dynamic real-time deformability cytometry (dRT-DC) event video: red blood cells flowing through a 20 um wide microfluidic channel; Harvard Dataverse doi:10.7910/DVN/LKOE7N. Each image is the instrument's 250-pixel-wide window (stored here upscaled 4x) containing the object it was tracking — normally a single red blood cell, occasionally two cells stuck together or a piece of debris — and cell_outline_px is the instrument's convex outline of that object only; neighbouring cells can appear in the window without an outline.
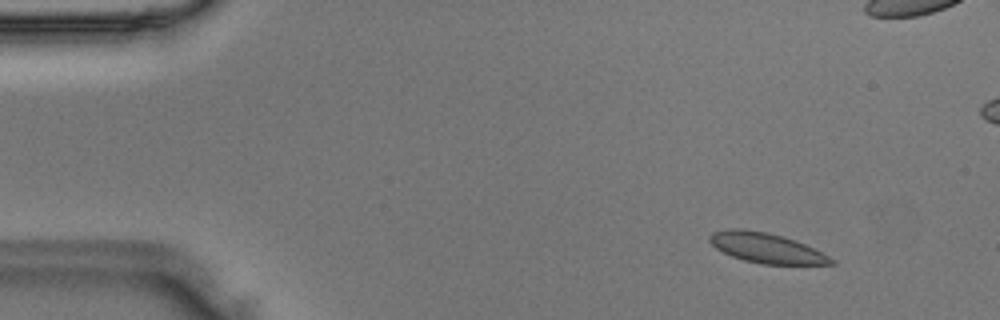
{"species": "Egyptian fruit bat (a non-hibernating species)", "species_latin": "Rousettus aegyptiacus", "temperature_condition": "room temperature", "stored_images_in_passage": 47, "camera_frame_rate_fps": 3000, "um_per_image_px": 0.085, "animal": {"sex": "male"}, "frame": {"image": 1, "passage_image": 3, "time_ms": 0.667, "image_size_px": [1000, 320], "cell_outline_px": [[836, 264], [760, 264], [744, 260], [732, 256], [716, 248], [708, 240], [708, 236], [712, 232], [728, 228], [740, 228], [768, 232], [784, 236], [804, 244], [836, 260]], "centroid_in_image_um": [65.1, 21.06], "position_along_channel_um": 19.9, "area_um2": 21.21}}
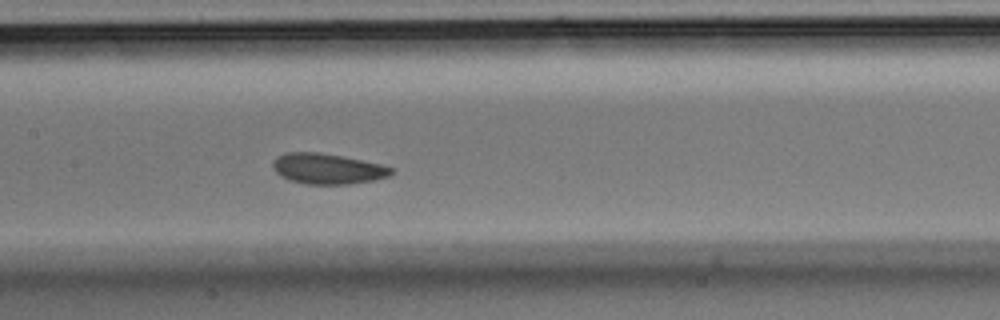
{"frame": {"image": 2, "passage_image": 21, "time_ms": 6.667, "image_size_px": [1000, 320], "cell_outline_px": [[396, 172], [388, 176], [372, 180], [348, 184], [304, 184], [280, 176], [272, 168], [272, 164], [276, 156], [284, 152], [320, 152], [344, 156], [380, 164], [392, 168]], "centroid_in_image_um": [27.81, 14.33], "position_along_channel_um": 179.6, "area_um2": 21.15}}
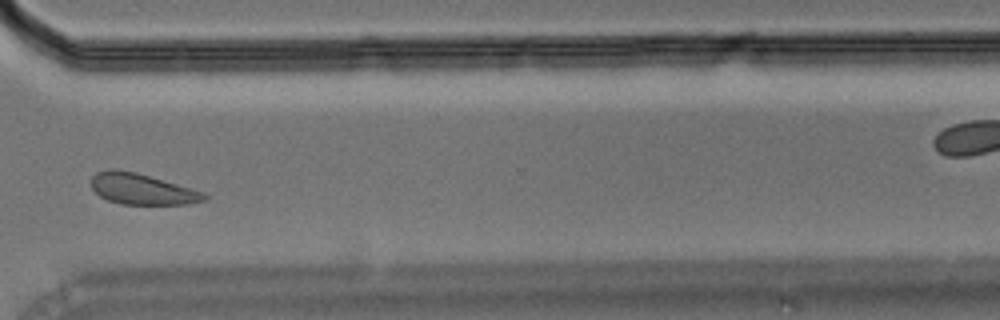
{"frame": {"image": 3, "passage_image": 34, "time_ms": 11.0, "image_size_px": [1000, 320], "cell_outline_px": [[208, 200], [188, 204], [120, 204], [108, 200], [100, 196], [92, 188], [92, 176], [96, 172], [108, 168], [116, 168], [136, 172], [204, 192], [208, 196]], "centroid_in_image_um": [12.06, 16.06], "position_along_channel_um": 358.5, "area_um2": 20.4}}